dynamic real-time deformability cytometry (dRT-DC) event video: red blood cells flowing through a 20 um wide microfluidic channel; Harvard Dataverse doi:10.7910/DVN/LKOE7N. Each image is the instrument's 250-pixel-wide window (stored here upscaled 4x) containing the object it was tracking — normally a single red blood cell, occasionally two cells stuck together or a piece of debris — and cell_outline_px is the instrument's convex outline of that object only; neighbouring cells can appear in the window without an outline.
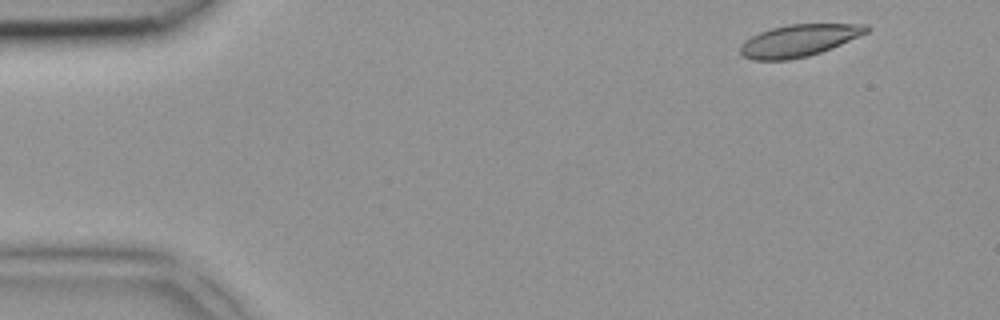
{"species": "common noctule bat (a hibernating species)", "species_latin": "Nyctalus noctula", "temperature_condition": "room temperature", "stored_images_in_passage": 4, "camera_frame_rate_fps": 3000, "um_per_image_px": 0.085, "animal": {"sex": "female", "body_mass_g": 18.4}, "frame": {"image": 1, "passage_image": 1, "time_ms": 0.0, "image_size_px": [1000, 320], "cell_outline_px": [[872, 28], [868, 32], [832, 48], [808, 56], [788, 60], [752, 60], [744, 56], [740, 52], [740, 48], [744, 40], [760, 32], [772, 28], [788, 24], [868, 24]], "centroid_in_image_um": [67.92, 3.44], "position_along_channel_um": 17.1, "area_um2": 23.52}}
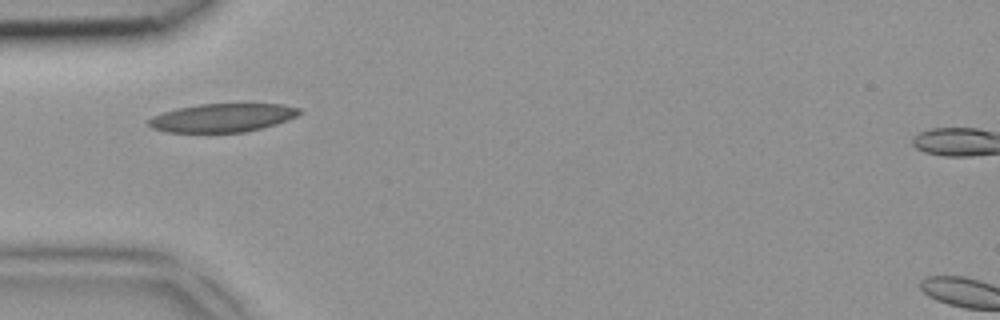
{"frame": {"image": 2, "passage_image": 3, "time_ms": 0.667, "image_size_px": [1000, 320], "cell_outline_px": [[304, 112], [296, 116], [276, 124], [244, 132], [168, 132], [152, 128], [148, 124], [148, 120], [152, 116], [176, 108], [200, 104], [284, 104], [300, 108]], "centroid_in_image_um": [18.92, 10.0], "position_along_channel_um": 66.1, "area_um2": 24.91}}